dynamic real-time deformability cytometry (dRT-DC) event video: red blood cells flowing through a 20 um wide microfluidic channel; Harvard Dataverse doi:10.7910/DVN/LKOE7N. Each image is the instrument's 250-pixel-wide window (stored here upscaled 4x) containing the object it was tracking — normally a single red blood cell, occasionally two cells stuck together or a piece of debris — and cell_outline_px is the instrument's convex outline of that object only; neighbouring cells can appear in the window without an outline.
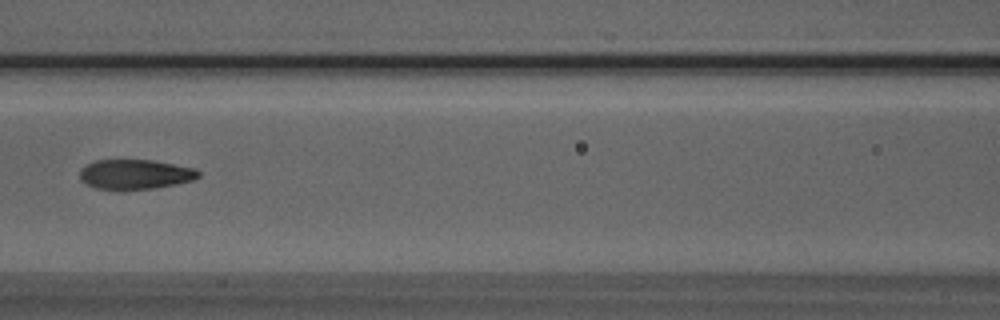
{"species": "Egyptian fruit bat (a non-hibernating species)", "species_latin": "Rousettus aegyptiacus", "temperature_condition": "room temperature", "stored_images_in_passage": 7, "camera_frame_rate_fps": 3000, "um_per_image_px": 0.085, "animal": {"sex": "male"}, "frame": {"image": 1, "passage_image": 6, "time_ms": 6.667, "image_size_px": [1000, 320], "cell_outline_px": [[200, 176], [192, 180], [176, 184], [152, 188], [124, 192], [96, 188], [80, 180], [80, 168], [96, 160], [152, 160], [196, 168], [200, 172]], "centroid_in_image_um": [11.47, 14.84], "position_along_channel_um": 155.1, "area_um2": 20.98}}